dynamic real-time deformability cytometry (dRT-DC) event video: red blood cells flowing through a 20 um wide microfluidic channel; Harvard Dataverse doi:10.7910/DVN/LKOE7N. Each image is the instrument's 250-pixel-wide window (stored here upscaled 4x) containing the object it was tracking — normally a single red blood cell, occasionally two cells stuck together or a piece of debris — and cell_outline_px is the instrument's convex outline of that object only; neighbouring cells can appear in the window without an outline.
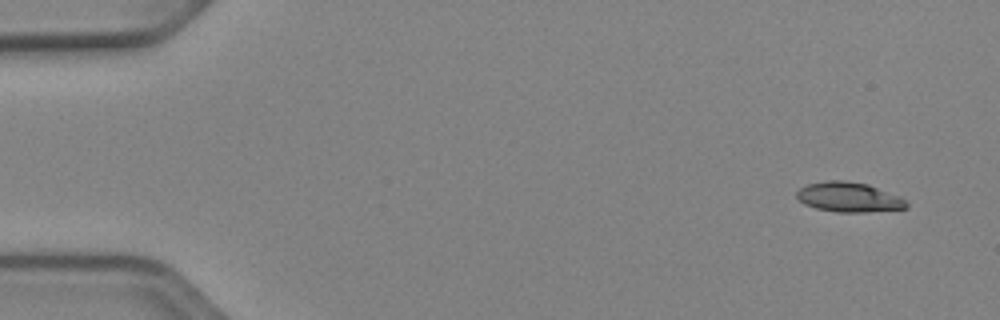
{"species": "Egyptian fruit bat (a non-hibernating species)", "species_latin": "Rousettus aegyptiacus", "temperature_condition": "cold", "stored_images_in_passage": 30, "camera_frame_rate_fps": 3000, "um_per_image_px": 0.085, "animal": {"sex": "female"}, "frame": {"image": 1, "passage_image": 1, "time_ms": 0.0, "image_size_px": [1000, 320], "cell_outline_px": [[908, 208], [864, 212], [836, 212], [816, 208], [804, 204], [796, 196], [796, 192], [800, 188], [808, 184], [828, 180], [844, 180], [868, 184], [900, 196], [908, 204]], "centroid_in_image_um": [72.15, 16.75], "position_along_channel_um": 12.9, "area_um2": 19.02}}
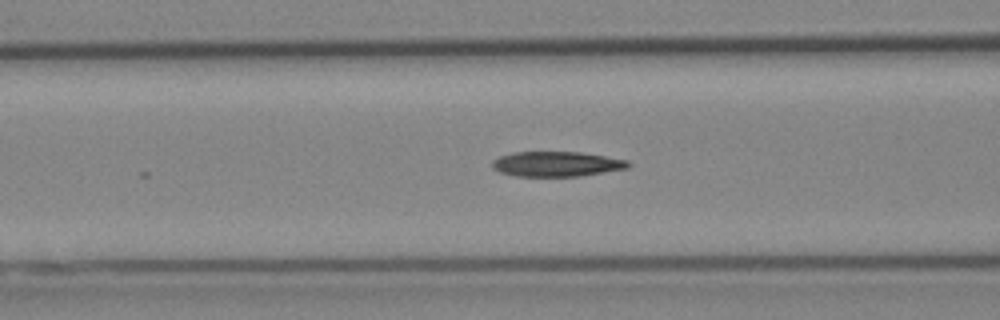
{"frame": {"image": 2, "passage_image": 19, "time_ms": 6.0, "image_size_px": [1000, 320], "cell_outline_px": [[632, 164], [628, 168], [580, 176], [516, 176], [500, 172], [492, 168], [492, 160], [500, 156], [512, 152], [580, 152], [628, 160]], "centroid_in_image_um": [47.3, 13.94], "position_along_channel_um": 119.3, "area_um2": 19.83}}
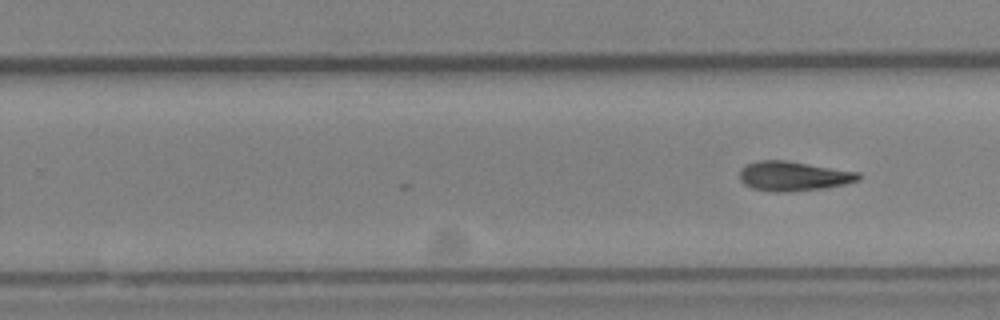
{"frame": {"image": 3, "passage_image": 30, "time_ms": 9.667, "image_size_px": [1000, 320], "cell_outline_px": [[860, 180], [844, 184], [820, 188], [780, 192], [776, 192], [752, 188], [744, 184], [740, 180], [740, 168], [748, 164], [760, 160], [784, 160], [860, 172]], "centroid_in_image_um": [67.42, 14.96], "position_along_channel_um": 262.4, "area_um2": 20.17}}